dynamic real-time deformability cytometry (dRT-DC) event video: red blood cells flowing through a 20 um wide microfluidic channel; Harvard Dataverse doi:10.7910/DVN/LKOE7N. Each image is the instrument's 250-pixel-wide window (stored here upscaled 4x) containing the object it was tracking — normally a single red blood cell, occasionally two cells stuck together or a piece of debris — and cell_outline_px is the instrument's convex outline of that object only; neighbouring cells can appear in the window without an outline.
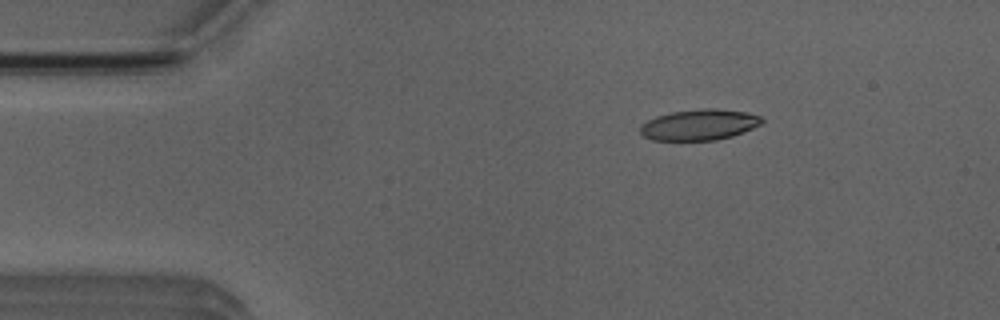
{"species": "Egyptian fruit bat (a non-hibernating species)", "species_latin": "Rousettus aegyptiacus", "temperature_condition": "room temperature", "stored_images_in_passage": 5, "camera_frame_rate_fps": 3000, "um_per_image_px": 0.085, "animal": {"sex": "male"}, "frame": {"image": 1, "passage_image": 1, "time_ms": 0.0, "image_size_px": [1000, 320], "cell_outline_px": [[764, 120], [760, 124], [752, 128], [732, 136], [716, 140], [652, 140], [644, 136], [640, 132], [640, 124], [656, 116], [672, 112], [704, 108], [716, 108], [744, 112], [760, 116]], "centroid_in_image_um": [59.41, 10.6], "position_along_channel_um": 25.6, "area_um2": 21.73}}
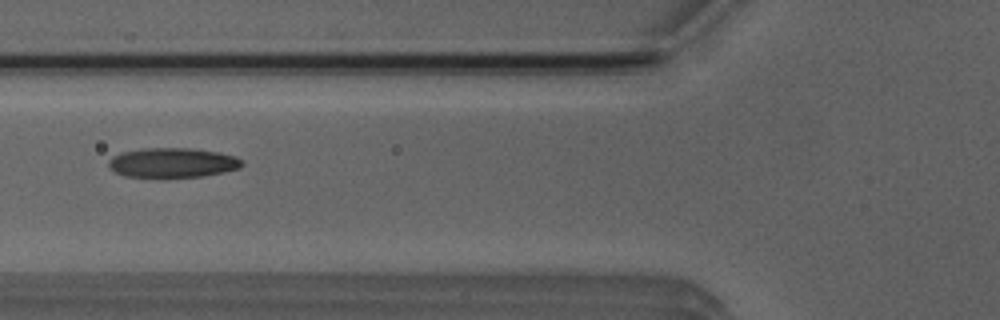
{"frame": {"image": 2, "passage_image": 4, "time_ms": 3.667, "image_size_px": [1000, 320], "cell_outline_px": [[244, 164], [240, 168], [224, 172], [204, 176], [124, 176], [116, 172], [108, 164], [108, 160], [112, 156], [124, 152], [144, 148], [188, 148], [220, 152], [236, 156]], "centroid_in_image_um": [14.71, 13.81], "position_along_channel_um": 111.1, "area_um2": 22.72}}